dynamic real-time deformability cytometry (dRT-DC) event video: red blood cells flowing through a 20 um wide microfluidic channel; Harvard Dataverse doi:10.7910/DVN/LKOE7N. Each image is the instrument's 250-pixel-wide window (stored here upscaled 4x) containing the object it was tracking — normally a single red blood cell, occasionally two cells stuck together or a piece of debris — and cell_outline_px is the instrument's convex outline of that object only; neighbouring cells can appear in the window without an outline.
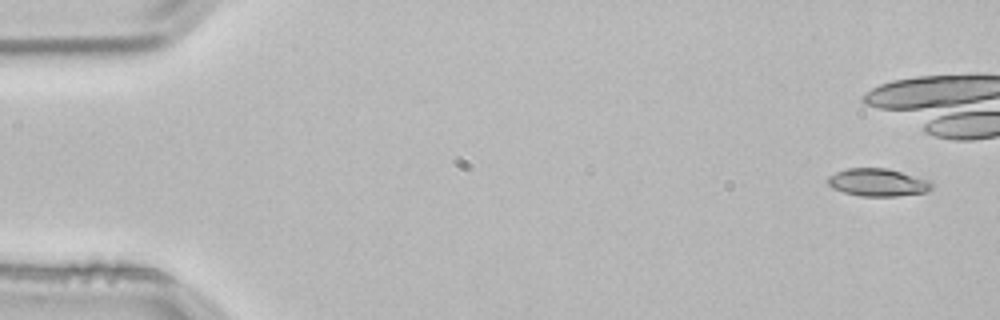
{"species": "common noctule bat (a hibernating species)", "species_latin": "Nyctalus noctula", "temperature_condition": "room temperature", "stored_images_in_passage": 4, "camera_frame_rate_fps": 3000, "um_per_image_px": 0.085, "animal": {"sex": "male", "body_mass_g": 21.5, "forearm_length_mm": 52.0}, "frame": {"image": 1, "passage_image": 1, "time_ms": 0.0, "image_size_px": [1000, 320], "cell_outline_px": [[932, 188], [924, 192], [896, 196], [860, 196], [844, 192], [832, 188], [828, 184], [828, 176], [836, 172], [848, 168], [888, 168], [932, 180]], "centroid_in_image_um": [74.63, 15.5], "position_along_channel_um": 10.4, "area_um2": 16.82}}